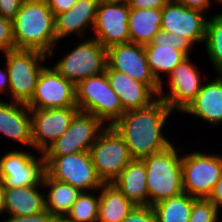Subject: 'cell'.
<instances>
[{
	"label": "cell",
	"instance_id": "cell-1",
	"mask_svg": "<svg viewBox=\"0 0 222 222\" xmlns=\"http://www.w3.org/2000/svg\"><path fill=\"white\" fill-rule=\"evenodd\" d=\"M173 113L174 111L158 98L147 107L125 111L112 126L123 137L132 159L142 160L173 144L163 133L166 132L164 128Z\"/></svg>",
	"mask_w": 222,
	"mask_h": 222
},
{
	"label": "cell",
	"instance_id": "cell-2",
	"mask_svg": "<svg viewBox=\"0 0 222 222\" xmlns=\"http://www.w3.org/2000/svg\"><path fill=\"white\" fill-rule=\"evenodd\" d=\"M15 49L37 50L54 58L55 15L46 0H24L12 20Z\"/></svg>",
	"mask_w": 222,
	"mask_h": 222
},
{
	"label": "cell",
	"instance_id": "cell-3",
	"mask_svg": "<svg viewBox=\"0 0 222 222\" xmlns=\"http://www.w3.org/2000/svg\"><path fill=\"white\" fill-rule=\"evenodd\" d=\"M174 145L142 159L147 171L149 206L183 192L182 148L178 150Z\"/></svg>",
	"mask_w": 222,
	"mask_h": 222
},
{
	"label": "cell",
	"instance_id": "cell-4",
	"mask_svg": "<svg viewBox=\"0 0 222 222\" xmlns=\"http://www.w3.org/2000/svg\"><path fill=\"white\" fill-rule=\"evenodd\" d=\"M3 55L9 74V99L27 105L33 98L38 76L49 58L43 52L25 49H14Z\"/></svg>",
	"mask_w": 222,
	"mask_h": 222
},
{
	"label": "cell",
	"instance_id": "cell-5",
	"mask_svg": "<svg viewBox=\"0 0 222 222\" xmlns=\"http://www.w3.org/2000/svg\"><path fill=\"white\" fill-rule=\"evenodd\" d=\"M75 91L79 111L92 114L105 126H112L125 112L106 72L80 81Z\"/></svg>",
	"mask_w": 222,
	"mask_h": 222
},
{
	"label": "cell",
	"instance_id": "cell-6",
	"mask_svg": "<svg viewBox=\"0 0 222 222\" xmlns=\"http://www.w3.org/2000/svg\"><path fill=\"white\" fill-rule=\"evenodd\" d=\"M52 66L75 86L82 80L102 74L107 67V49L94 38L81 39Z\"/></svg>",
	"mask_w": 222,
	"mask_h": 222
},
{
	"label": "cell",
	"instance_id": "cell-7",
	"mask_svg": "<svg viewBox=\"0 0 222 222\" xmlns=\"http://www.w3.org/2000/svg\"><path fill=\"white\" fill-rule=\"evenodd\" d=\"M222 176V154L200 150L182 154L183 192L195 198H208Z\"/></svg>",
	"mask_w": 222,
	"mask_h": 222
},
{
	"label": "cell",
	"instance_id": "cell-8",
	"mask_svg": "<svg viewBox=\"0 0 222 222\" xmlns=\"http://www.w3.org/2000/svg\"><path fill=\"white\" fill-rule=\"evenodd\" d=\"M43 158L45 173L50 178L68 183L81 192L99 190L104 184L96 172L90 152Z\"/></svg>",
	"mask_w": 222,
	"mask_h": 222
},
{
	"label": "cell",
	"instance_id": "cell-9",
	"mask_svg": "<svg viewBox=\"0 0 222 222\" xmlns=\"http://www.w3.org/2000/svg\"><path fill=\"white\" fill-rule=\"evenodd\" d=\"M192 48L196 46L189 39L162 30L155 35L150 44L144 46L151 73L160 84L159 90L166 87L163 82L165 75L168 76L182 60L191 56Z\"/></svg>",
	"mask_w": 222,
	"mask_h": 222
},
{
	"label": "cell",
	"instance_id": "cell-10",
	"mask_svg": "<svg viewBox=\"0 0 222 222\" xmlns=\"http://www.w3.org/2000/svg\"><path fill=\"white\" fill-rule=\"evenodd\" d=\"M89 152L104 184H111L133 160L123 137L113 126H106L100 132Z\"/></svg>",
	"mask_w": 222,
	"mask_h": 222
},
{
	"label": "cell",
	"instance_id": "cell-11",
	"mask_svg": "<svg viewBox=\"0 0 222 222\" xmlns=\"http://www.w3.org/2000/svg\"><path fill=\"white\" fill-rule=\"evenodd\" d=\"M203 75L191 56H187L168 75L167 90H159L158 97L175 113L183 112L201 90Z\"/></svg>",
	"mask_w": 222,
	"mask_h": 222
},
{
	"label": "cell",
	"instance_id": "cell-12",
	"mask_svg": "<svg viewBox=\"0 0 222 222\" xmlns=\"http://www.w3.org/2000/svg\"><path fill=\"white\" fill-rule=\"evenodd\" d=\"M105 127L92 114L78 111L64 134L55 140L42 154L43 156H62L89 152L98 135Z\"/></svg>",
	"mask_w": 222,
	"mask_h": 222
},
{
	"label": "cell",
	"instance_id": "cell-13",
	"mask_svg": "<svg viewBox=\"0 0 222 222\" xmlns=\"http://www.w3.org/2000/svg\"><path fill=\"white\" fill-rule=\"evenodd\" d=\"M45 173L43 154L38 157L25 149H15L0 156V178L5 188L39 185Z\"/></svg>",
	"mask_w": 222,
	"mask_h": 222
},
{
	"label": "cell",
	"instance_id": "cell-14",
	"mask_svg": "<svg viewBox=\"0 0 222 222\" xmlns=\"http://www.w3.org/2000/svg\"><path fill=\"white\" fill-rule=\"evenodd\" d=\"M27 106L30 109L77 106L75 85L48 64L40 72L35 93Z\"/></svg>",
	"mask_w": 222,
	"mask_h": 222
},
{
	"label": "cell",
	"instance_id": "cell-15",
	"mask_svg": "<svg viewBox=\"0 0 222 222\" xmlns=\"http://www.w3.org/2000/svg\"><path fill=\"white\" fill-rule=\"evenodd\" d=\"M130 8L127 2L99 1L96 21L92 37L106 49L116 45L130 42L129 20Z\"/></svg>",
	"mask_w": 222,
	"mask_h": 222
},
{
	"label": "cell",
	"instance_id": "cell-16",
	"mask_svg": "<svg viewBox=\"0 0 222 222\" xmlns=\"http://www.w3.org/2000/svg\"><path fill=\"white\" fill-rule=\"evenodd\" d=\"M78 111L77 106L30 109L33 150L42 154L64 134Z\"/></svg>",
	"mask_w": 222,
	"mask_h": 222
},
{
	"label": "cell",
	"instance_id": "cell-17",
	"mask_svg": "<svg viewBox=\"0 0 222 222\" xmlns=\"http://www.w3.org/2000/svg\"><path fill=\"white\" fill-rule=\"evenodd\" d=\"M197 9L187 8L177 0H169L162 7L161 30L181 35L194 45L204 44L208 17Z\"/></svg>",
	"mask_w": 222,
	"mask_h": 222
},
{
	"label": "cell",
	"instance_id": "cell-18",
	"mask_svg": "<svg viewBox=\"0 0 222 222\" xmlns=\"http://www.w3.org/2000/svg\"><path fill=\"white\" fill-rule=\"evenodd\" d=\"M107 66L149 85L159 94L160 84L151 73L143 45L127 42L107 48Z\"/></svg>",
	"mask_w": 222,
	"mask_h": 222
},
{
	"label": "cell",
	"instance_id": "cell-19",
	"mask_svg": "<svg viewBox=\"0 0 222 222\" xmlns=\"http://www.w3.org/2000/svg\"><path fill=\"white\" fill-rule=\"evenodd\" d=\"M99 0H77L66 12L55 16V34L57 42L72 36L84 39L87 30L93 32Z\"/></svg>",
	"mask_w": 222,
	"mask_h": 222
},
{
	"label": "cell",
	"instance_id": "cell-20",
	"mask_svg": "<svg viewBox=\"0 0 222 222\" xmlns=\"http://www.w3.org/2000/svg\"><path fill=\"white\" fill-rule=\"evenodd\" d=\"M105 72L124 111L147 107L159 98L149 85L136 81L125 73L112 70L108 66Z\"/></svg>",
	"mask_w": 222,
	"mask_h": 222
},
{
	"label": "cell",
	"instance_id": "cell-21",
	"mask_svg": "<svg viewBox=\"0 0 222 222\" xmlns=\"http://www.w3.org/2000/svg\"><path fill=\"white\" fill-rule=\"evenodd\" d=\"M0 134L32 150L30 108L26 104L0 99Z\"/></svg>",
	"mask_w": 222,
	"mask_h": 222
},
{
	"label": "cell",
	"instance_id": "cell-22",
	"mask_svg": "<svg viewBox=\"0 0 222 222\" xmlns=\"http://www.w3.org/2000/svg\"><path fill=\"white\" fill-rule=\"evenodd\" d=\"M182 114H189L218 126L222 122V74L203 82L201 90L195 99L185 108Z\"/></svg>",
	"mask_w": 222,
	"mask_h": 222
},
{
	"label": "cell",
	"instance_id": "cell-23",
	"mask_svg": "<svg viewBox=\"0 0 222 222\" xmlns=\"http://www.w3.org/2000/svg\"><path fill=\"white\" fill-rule=\"evenodd\" d=\"M147 171L143 160L133 159L112 184L136 206H149Z\"/></svg>",
	"mask_w": 222,
	"mask_h": 222
},
{
	"label": "cell",
	"instance_id": "cell-24",
	"mask_svg": "<svg viewBox=\"0 0 222 222\" xmlns=\"http://www.w3.org/2000/svg\"><path fill=\"white\" fill-rule=\"evenodd\" d=\"M44 193L42 182L33 186L5 188V214L27 216L43 212Z\"/></svg>",
	"mask_w": 222,
	"mask_h": 222
},
{
	"label": "cell",
	"instance_id": "cell-25",
	"mask_svg": "<svg viewBox=\"0 0 222 222\" xmlns=\"http://www.w3.org/2000/svg\"><path fill=\"white\" fill-rule=\"evenodd\" d=\"M162 8L130 9L128 26L130 42L147 45L161 30Z\"/></svg>",
	"mask_w": 222,
	"mask_h": 222
},
{
	"label": "cell",
	"instance_id": "cell-26",
	"mask_svg": "<svg viewBox=\"0 0 222 222\" xmlns=\"http://www.w3.org/2000/svg\"><path fill=\"white\" fill-rule=\"evenodd\" d=\"M42 184L46 191L45 209L53 216H66L81 193L79 189L52 179L46 173L43 175Z\"/></svg>",
	"mask_w": 222,
	"mask_h": 222
},
{
	"label": "cell",
	"instance_id": "cell-27",
	"mask_svg": "<svg viewBox=\"0 0 222 222\" xmlns=\"http://www.w3.org/2000/svg\"><path fill=\"white\" fill-rule=\"evenodd\" d=\"M99 209L97 222H122L135 208L112 183L103 184L99 190Z\"/></svg>",
	"mask_w": 222,
	"mask_h": 222
},
{
	"label": "cell",
	"instance_id": "cell-28",
	"mask_svg": "<svg viewBox=\"0 0 222 222\" xmlns=\"http://www.w3.org/2000/svg\"><path fill=\"white\" fill-rule=\"evenodd\" d=\"M193 206V197L182 192L152 206L157 222H188Z\"/></svg>",
	"mask_w": 222,
	"mask_h": 222
},
{
	"label": "cell",
	"instance_id": "cell-29",
	"mask_svg": "<svg viewBox=\"0 0 222 222\" xmlns=\"http://www.w3.org/2000/svg\"><path fill=\"white\" fill-rule=\"evenodd\" d=\"M204 44L212 68L222 74V12L208 18Z\"/></svg>",
	"mask_w": 222,
	"mask_h": 222
},
{
	"label": "cell",
	"instance_id": "cell-30",
	"mask_svg": "<svg viewBox=\"0 0 222 222\" xmlns=\"http://www.w3.org/2000/svg\"><path fill=\"white\" fill-rule=\"evenodd\" d=\"M98 190L81 192L66 214L69 222H97L99 209ZM95 193V194H94Z\"/></svg>",
	"mask_w": 222,
	"mask_h": 222
},
{
	"label": "cell",
	"instance_id": "cell-31",
	"mask_svg": "<svg viewBox=\"0 0 222 222\" xmlns=\"http://www.w3.org/2000/svg\"><path fill=\"white\" fill-rule=\"evenodd\" d=\"M220 214L208 198L193 197V206L188 222H219Z\"/></svg>",
	"mask_w": 222,
	"mask_h": 222
},
{
	"label": "cell",
	"instance_id": "cell-32",
	"mask_svg": "<svg viewBox=\"0 0 222 222\" xmlns=\"http://www.w3.org/2000/svg\"><path fill=\"white\" fill-rule=\"evenodd\" d=\"M15 49L12 20L0 17V53Z\"/></svg>",
	"mask_w": 222,
	"mask_h": 222
},
{
	"label": "cell",
	"instance_id": "cell-33",
	"mask_svg": "<svg viewBox=\"0 0 222 222\" xmlns=\"http://www.w3.org/2000/svg\"><path fill=\"white\" fill-rule=\"evenodd\" d=\"M122 222H157L152 206H135Z\"/></svg>",
	"mask_w": 222,
	"mask_h": 222
},
{
	"label": "cell",
	"instance_id": "cell-34",
	"mask_svg": "<svg viewBox=\"0 0 222 222\" xmlns=\"http://www.w3.org/2000/svg\"><path fill=\"white\" fill-rule=\"evenodd\" d=\"M24 0H0V17L13 20Z\"/></svg>",
	"mask_w": 222,
	"mask_h": 222
},
{
	"label": "cell",
	"instance_id": "cell-35",
	"mask_svg": "<svg viewBox=\"0 0 222 222\" xmlns=\"http://www.w3.org/2000/svg\"><path fill=\"white\" fill-rule=\"evenodd\" d=\"M53 215H51L46 209L43 212L34 214V215H27V216H13L8 215L7 219L2 221L3 222H50Z\"/></svg>",
	"mask_w": 222,
	"mask_h": 222
},
{
	"label": "cell",
	"instance_id": "cell-36",
	"mask_svg": "<svg viewBox=\"0 0 222 222\" xmlns=\"http://www.w3.org/2000/svg\"><path fill=\"white\" fill-rule=\"evenodd\" d=\"M169 0H128L130 9L162 8Z\"/></svg>",
	"mask_w": 222,
	"mask_h": 222
},
{
	"label": "cell",
	"instance_id": "cell-37",
	"mask_svg": "<svg viewBox=\"0 0 222 222\" xmlns=\"http://www.w3.org/2000/svg\"><path fill=\"white\" fill-rule=\"evenodd\" d=\"M179 3L187 8L197 9L202 12H208L211 6L215 3L218 5V0H177ZM213 2V4H212Z\"/></svg>",
	"mask_w": 222,
	"mask_h": 222
},
{
	"label": "cell",
	"instance_id": "cell-38",
	"mask_svg": "<svg viewBox=\"0 0 222 222\" xmlns=\"http://www.w3.org/2000/svg\"><path fill=\"white\" fill-rule=\"evenodd\" d=\"M49 8L56 16L57 14L68 11L77 0H46Z\"/></svg>",
	"mask_w": 222,
	"mask_h": 222
},
{
	"label": "cell",
	"instance_id": "cell-39",
	"mask_svg": "<svg viewBox=\"0 0 222 222\" xmlns=\"http://www.w3.org/2000/svg\"><path fill=\"white\" fill-rule=\"evenodd\" d=\"M208 199L216 206L218 213L221 214L220 208H222V176L217 181Z\"/></svg>",
	"mask_w": 222,
	"mask_h": 222
},
{
	"label": "cell",
	"instance_id": "cell-40",
	"mask_svg": "<svg viewBox=\"0 0 222 222\" xmlns=\"http://www.w3.org/2000/svg\"><path fill=\"white\" fill-rule=\"evenodd\" d=\"M3 93L9 96V74L7 67L5 69L0 68V95Z\"/></svg>",
	"mask_w": 222,
	"mask_h": 222
},
{
	"label": "cell",
	"instance_id": "cell-41",
	"mask_svg": "<svg viewBox=\"0 0 222 222\" xmlns=\"http://www.w3.org/2000/svg\"><path fill=\"white\" fill-rule=\"evenodd\" d=\"M5 213V186L3 180L0 178V215Z\"/></svg>",
	"mask_w": 222,
	"mask_h": 222
},
{
	"label": "cell",
	"instance_id": "cell-42",
	"mask_svg": "<svg viewBox=\"0 0 222 222\" xmlns=\"http://www.w3.org/2000/svg\"><path fill=\"white\" fill-rule=\"evenodd\" d=\"M50 222H69L65 216H53Z\"/></svg>",
	"mask_w": 222,
	"mask_h": 222
},
{
	"label": "cell",
	"instance_id": "cell-43",
	"mask_svg": "<svg viewBox=\"0 0 222 222\" xmlns=\"http://www.w3.org/2000/svg\"><path fill=\"white\" fill-rule=\"evenodd\" d=\"M104 2H128V0H99Z\"/></svg>",
	"mask_w": 222,
	"mask_h": 222
},
{
	"label": "cell",
	"instance_id": "cell-44",
	"mask_svg": "<svg viewBox=\"0 0 222 222\" xmlns=\"http://www.w3.org/2000/svg\"><path fill=\"white\" fill-rule=\"evenodd\" d=\"M218 4H219V5H220V4L222 5V0H218Z\"/></svg>",
	"mask_w": 222,
	"mask_h": 222
}]
</instances>
